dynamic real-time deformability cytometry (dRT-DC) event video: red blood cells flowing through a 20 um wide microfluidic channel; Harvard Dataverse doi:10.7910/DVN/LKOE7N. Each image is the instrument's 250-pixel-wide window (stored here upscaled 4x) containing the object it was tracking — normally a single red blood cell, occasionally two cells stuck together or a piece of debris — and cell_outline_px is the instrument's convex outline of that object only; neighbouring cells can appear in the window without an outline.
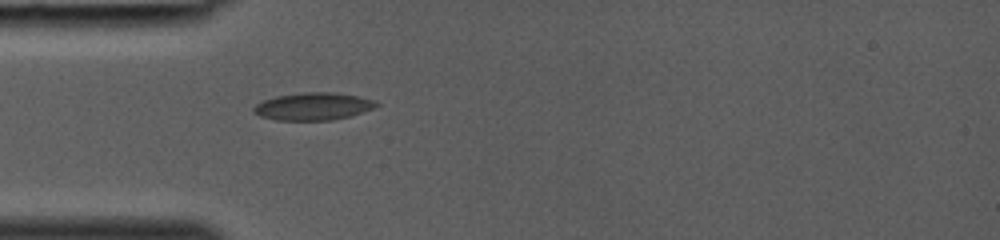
{"species": "common noctule bat (a hibernating species)", "species_latin": "Nyctalus noctula", "temperature_condition": "room temperature", "stored_images_in_passage": 27, "camera_frame_rate_fps": 3000, "um_per_image_px": 0.085, "animal": {"sex": "female", "body_mass_g": 19.0, "forearm_length_mm": 53.3}, "frame": {"image": 1, "passage_image": 1, "time_ms": 0.0, "image_size_px": [1000, 240], "cell_outline_px": [[380, 104], [376, 108], [352, 116], [332, 120], [276, 120], [260, 116], [252, 112], [252, 108], [256, 104], [264, 100], [276, 96], [304, 92], [332, 92], [356, 96], [376, 100]], "centroid_in_image_um": [26.65, 9.05], "position_along_channel_um": 58.4, "area_um2": 19.83}}
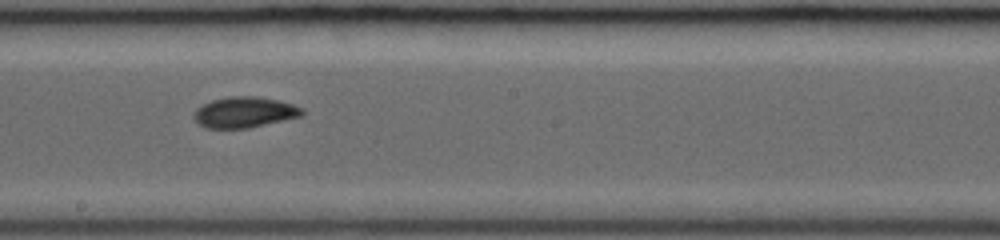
{"frame": {"image": 2, "passage_image": 11, "time_ms": 3.333, "image_size_px": [1000, 240], "cell_outline_px": [[304, 116], [248, 128], [204, 128], [196, 124], [192, 116], [192, 112], [196, 108], [212, 100], [232, 96], [256, 96], [276, 100], [292, 104], [304, 108]], "centroid_in_image_um": [20.75, 9.55], "position_along_channel_um": 227.4, "area_um2": 19.65}}
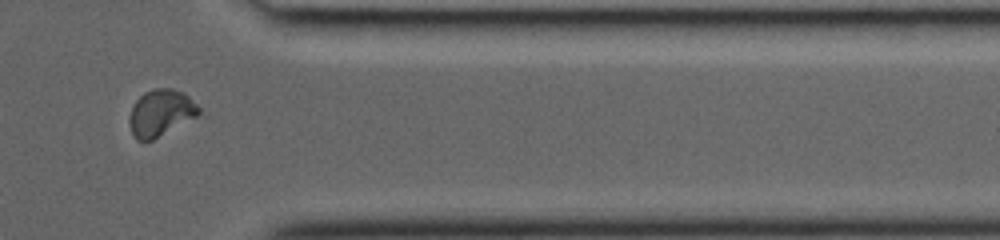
{"frame": {"image": 3, "passage_image": 21, "time_ms": 6.667, "image_size_px": [1000, 240], "cell_outline_px": [[200, 112], [196, 116], [152, 140], [136, 140], [132, 132], [128, 120], [128, 116], [132, 104], [144, 92], [152, 88], [172, 88], [188, 96], [200, 108]], "centroid_in_image_um": [13.61, 9.57], "position_along_channel_um": 397.8, "area_um2": 18.67}}